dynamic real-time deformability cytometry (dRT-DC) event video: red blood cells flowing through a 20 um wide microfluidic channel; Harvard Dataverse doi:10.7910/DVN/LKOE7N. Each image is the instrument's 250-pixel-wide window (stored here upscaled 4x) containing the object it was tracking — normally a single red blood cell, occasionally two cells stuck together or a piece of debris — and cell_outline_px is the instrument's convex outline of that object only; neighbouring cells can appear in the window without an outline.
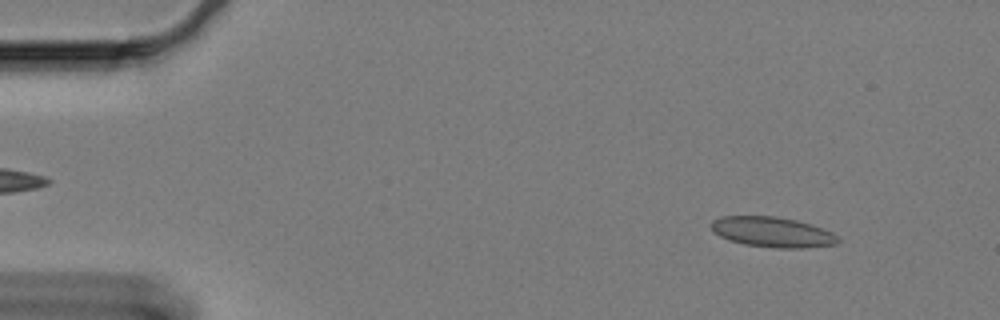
{"species": "Egyptian fruit bat (a non-hibernating species)", "species_latin": "Rousettus aegyptiacus", "temperature_condition": "cold", "stored_images_in_passage": 56, "camera_frame_rate_fps": 3000, "um_per_image_px": 0.085, "animal": {"sex": "female"}, "frame": {"image": 1, "passage_image": 2, "time_ms": 0.333, "image_size_px": [1000, 320], "cell_outline_px": [[840, 240], [836, 244], [804, 248], [776, 248], [744, 244], [728, 240], [712, 232], [712, 220], [724, 216], [776, 216], [796, 220], [812, 224], [832, 232]], "centroid_in_image_um": [65.65, 19.72], "position_along_channel_um": 19.3, "area_um2": 22.37}}
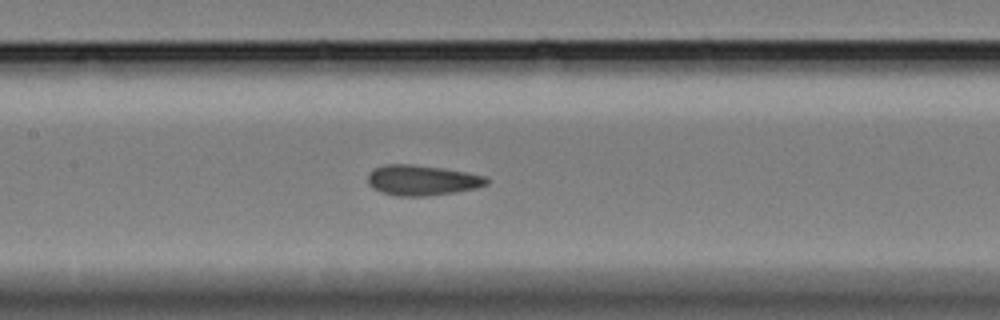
{"frame": {"image": 2, "passage_image": 24, "time_ms": 7.667, "image_size_px": [1000, 320], "cell_outline_px": [[488, 184], [476, 188], [456, 192], [428, 196], [396, 196], [380, 192], [372, 188], [368, 184], [368, 172], [372, 168], [384, 164], [412, 164], [440, 168], [464, 172], [484, 176], [488, 180]], "centroid_in_image_um": [35.8, 15.32], "position_along_channel_um": 171.6, "area_um2": 21.1}}
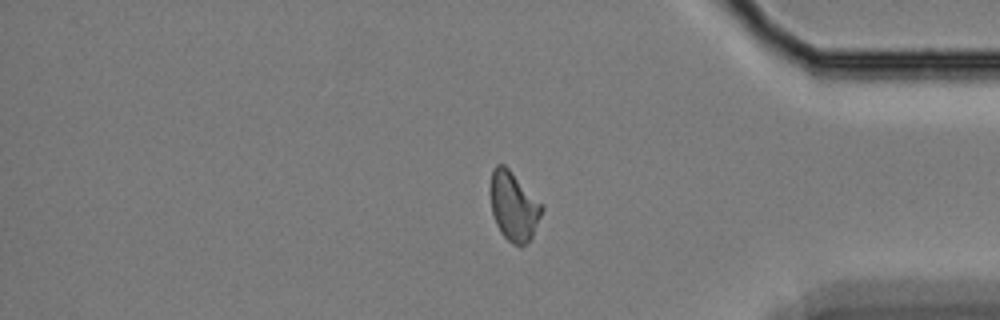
{"frame": {"image": 3, "passage_image": 46, "time_ms": 15.0, "image_size_px": [1000, 320], "cell_outline_px": [[544, 208], [532, 236], [528, 244], [520, 248], [512, 244], [500, 232], [496, 224], [492, 212], [492, 172], [496, 164], [504, 164], [544, 204]], "centroid_in_image_um": [43.71, 17.58], "position_along_channel_um": 391.5, "area_um2": 20.63}, "authors_computed_cell_mechanics": {"area_um2": 20.7502, "velocity_mm_per_s": 3.2759, "shape_relaxation_time_tau1_ms": null, "shape_relaxation_time_tau2_ms": 2.1388, "deformation_change_tau1": null, "deformation_change_tau2": 0.0699}}